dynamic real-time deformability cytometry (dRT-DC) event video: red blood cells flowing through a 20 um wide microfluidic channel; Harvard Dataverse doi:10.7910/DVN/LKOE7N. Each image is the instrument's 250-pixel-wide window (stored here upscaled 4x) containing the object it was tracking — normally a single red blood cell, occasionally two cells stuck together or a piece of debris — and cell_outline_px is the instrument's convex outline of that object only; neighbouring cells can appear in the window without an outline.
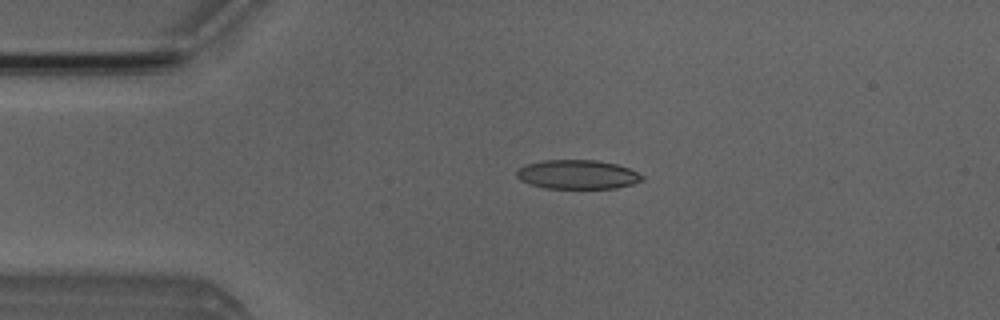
{"species": "Egyptian fruit bat (a non-hibernating species)", "species_latin": "Rousettus aegyptiacus", "temperature_condition": "room temperature", "stored_images_in_passage": 4, "camera_frame_rate_fps": 3000, "um_per_image_px": 0.085, "animal": {"sex": "male"}, "frame": {"image": 1, "passage_image": 3, "time_ms": 3.333, "image_size_px": [1000, 320], "cell_outline_px": [[644, 180], [632, 184], [616, 188], [544, 188], [528, 184], [520, 180], [516, 176], [516, 172], [524, 164], [544, 160], [596, 160], [616, 164], [628, 168], [644, 176]], "centroid_in_image_um": [49.06, 14.83], "position_along_channel_um": 35.9, "area_um2": 21.33}}